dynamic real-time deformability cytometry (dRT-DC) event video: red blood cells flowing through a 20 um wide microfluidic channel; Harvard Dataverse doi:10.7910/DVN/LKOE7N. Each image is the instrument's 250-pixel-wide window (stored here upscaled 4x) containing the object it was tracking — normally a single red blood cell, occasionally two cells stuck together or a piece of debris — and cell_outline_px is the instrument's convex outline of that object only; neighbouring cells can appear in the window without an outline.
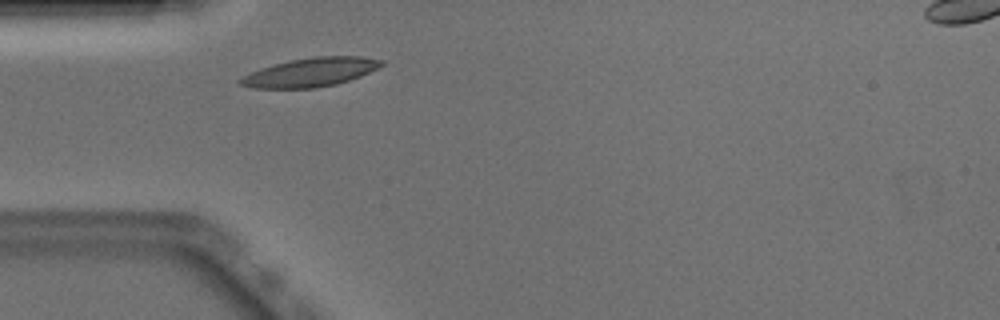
{"species": "Egyptian fruit bat (a non-hibernating species)", "species_latin": "Rousettus aegyptiacus", "temperature_condition": "warm", "stored_images_in_passage": 38, "camera_frame_rate_fps": 3000, "um_per_image_px": 0.085, "animal": {"sex": "male"}, "frame": {"image": 1, "passage_image": 1, "time_ms": 0.0, "image_size_px": [1000, 320], "cell_outline_px": [[384, 64], [360, 76], [336, 84], [316, 88], [256, 88], [240, 84], [236, 80], [240, 76], [260, 68], [292, 60], [316, 56], [360, 56], [384, 60]], "centroid_in_image_um": [26.36, 6.14], "position_along_channel_um": 58.6, "area_um2": 23.52}}
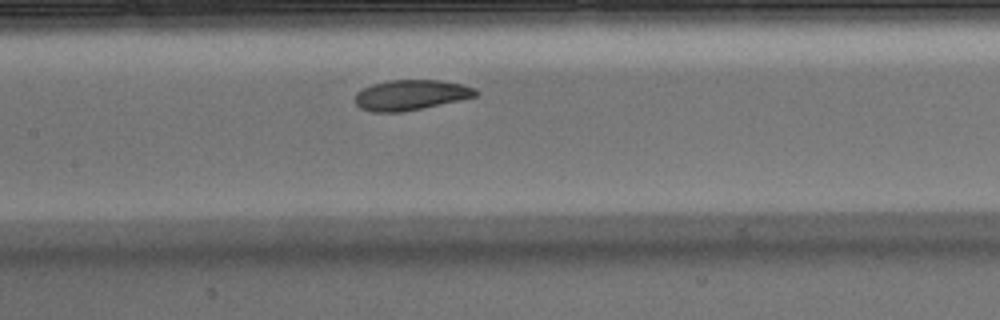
{"frame": {"image": 2, "passage_image": 10, "time_ms": 3.0, "image_size_px": [1000, 320], "cell_outline_px": [[480, 92], [476, 96], [460, 100], [404, 112], [372, 112], [360, 108], [352, 100], [356, 92], [372, 84], [388, 80], [440, 80], [460, 84], [476, 88]], "centroid_in_image_um": [34.89, 8.08], "position_along_channel_um": 172.5, "area_um2": 21.5}}
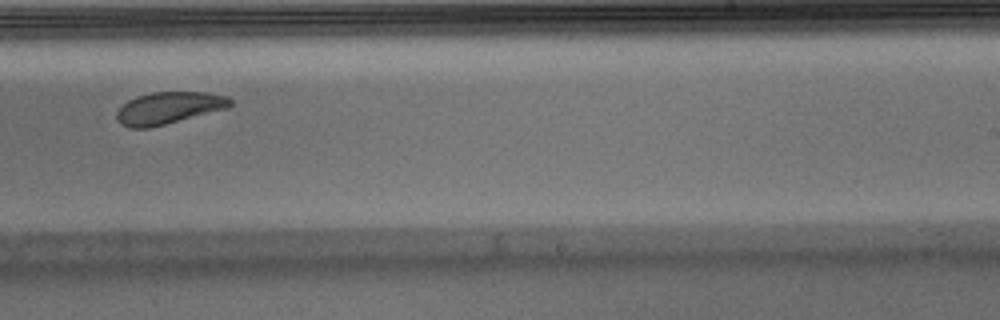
{"frame": {"image": 3, "passage_image": 18, "time_ms": 5.667, "image_size_px": [1000, 320], "cell_outline_px": [[232, 104], [228, 108], [148, 128], [128, 128], [120, 124], [116, 120], [116, 112], [128, 100], [136, 96], [152, 92], [208, 92], [228, 96], [232, 100]], "centroid_in_image_um": [14.33, 9.17], "position_along_channel_um": 274.7, "area_um2": 21.21}, "authors_computed_cell_mechanics": {"area_um2": 22.5709, "velocity_mm_per_s": 3.8387, "shape_relaxation_time_tau1_ms": 2.9539, "shape_relaxation_time_tau2_ms": 6.7766, "deformation_change_tau1": 0.114, "deformation_change_tau2": 0.125}}